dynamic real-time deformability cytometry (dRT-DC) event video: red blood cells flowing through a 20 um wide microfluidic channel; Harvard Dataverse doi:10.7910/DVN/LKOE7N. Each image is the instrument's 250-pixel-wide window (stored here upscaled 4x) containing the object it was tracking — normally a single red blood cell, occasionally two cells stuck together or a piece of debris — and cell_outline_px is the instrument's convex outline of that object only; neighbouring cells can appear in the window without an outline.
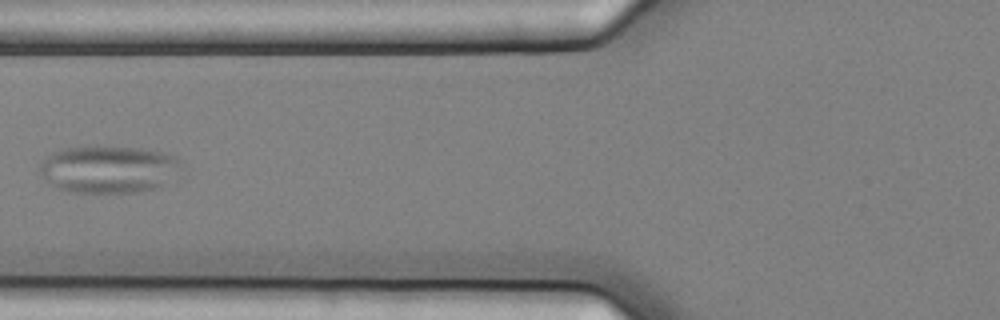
{"species": "common noctule bat (a hibernating species)", "species_latin": "Nyctalus noctula", "temperature_condition": "cold", "stored_images_in_passage": 11, "camera_frame_rate_fps": 3000, "um_per_image_px": 0.085, "animal": {"sex": "female", "body_mass_g": 25.1}, "frame": {"image": 1, "passage_image": 2, "time_ms": 0.333, "image_size_px": [1000, 320], "cell_outline_px": [[184, 160], [160, 188], [144, 192], [68, 192], [56, 188], [48, 184], [40, 172], [40, 160], [44, 156], [64, 148], [96, 144], [140, 148], [160, 152], [176, 156]], "centroid_in_image_um": [9.16, 14.36], "position_along_channel_um": 116.6, "area_um2": 39.77}}
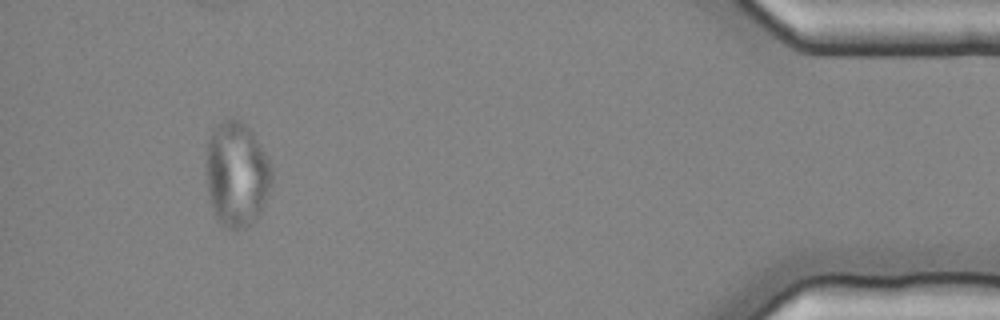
{"frame": {"image": 2, "passage_image": 10, "time_ms": 3.0, "image_size_px": [1000, 320], "cell_outline_px": [[272, 180], [264, 204], [260, 212], [244, 228], [228, 228], [216, 216], [208, 192], [208, 140], [212, 132], [224, 120], [232, 116], [240, 120], [252, 132], [260, 144], [272, 168]], "centroid_in_image_um": [20.15, 14.77], "position_along_channel_um": 415.1, "area_um2": 39.02}}